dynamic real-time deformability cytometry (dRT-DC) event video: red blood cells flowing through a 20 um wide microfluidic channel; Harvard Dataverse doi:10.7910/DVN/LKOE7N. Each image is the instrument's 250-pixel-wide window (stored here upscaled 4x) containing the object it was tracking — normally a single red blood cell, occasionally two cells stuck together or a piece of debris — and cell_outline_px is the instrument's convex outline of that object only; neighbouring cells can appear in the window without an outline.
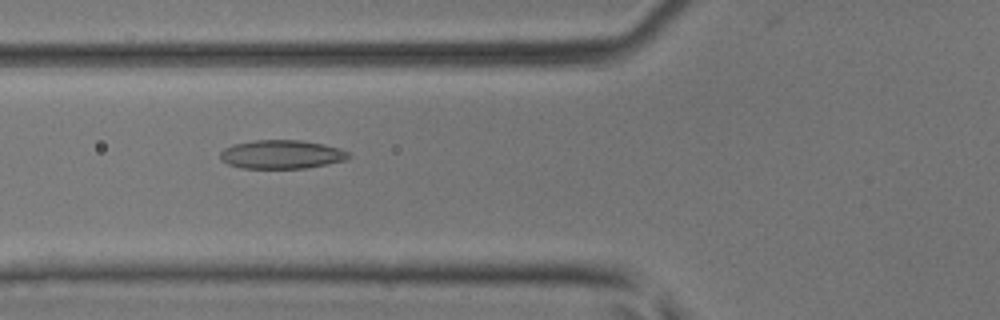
{"species": "common noctule bat (a hibernating species)", "species_latin": "Nyctalus noctula", "temperature_condition": "room temperature", "stored_images_in_passage": 36, "camera_frame_rate_fps": 3000, "um_per_image_px": 0.085, "animal": {"sex": "male", "body_mass_g": 17.9, "forearm_length_mm": 54.2}, "frame": {"image": 1, "passage_image": 8, "time_ms": 2.333, "image_size_px": [1000, 320], "cell_outline_px": [[352, 156], [348, 160], [304, 168], [240, 168], [228, 164], [220, 160], [220, 152], [224, 148], [232, 144], [256, 140], [300, 140], [324, 144], [340, 148], [348, 152]], "centroid_in_image_um": [23.93, 13.12], "position_along_channel_um": 101.9, "area_um2": 21.62}}
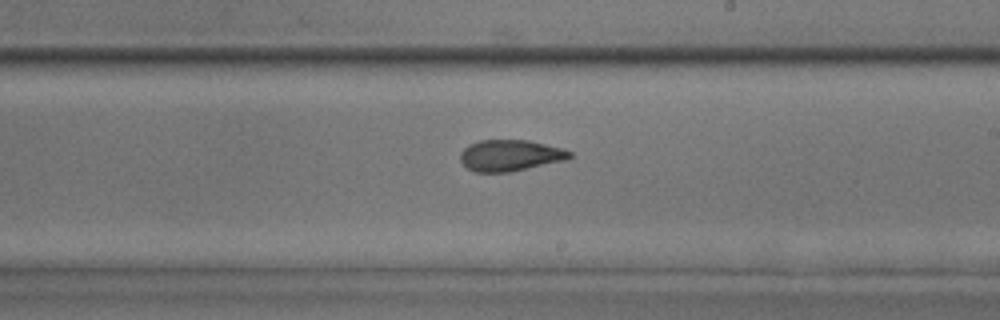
{"frame": {"image": 2, "passage_image": 18, "time_ms": 5.667, "image_size_px": [1000, 320], "cell_outline_px": [[572, 156], [564, 160], [512, 172], [476, 172], [468, 168], [460, 160], [460, 152], [468, 144], [480, 140], [528, 140], [564, 148], [572, 152]], "centroid_in_image_um": [43.36, 13.2], "position_along_channel_um": 245.6, "area_um2": 20.0}}
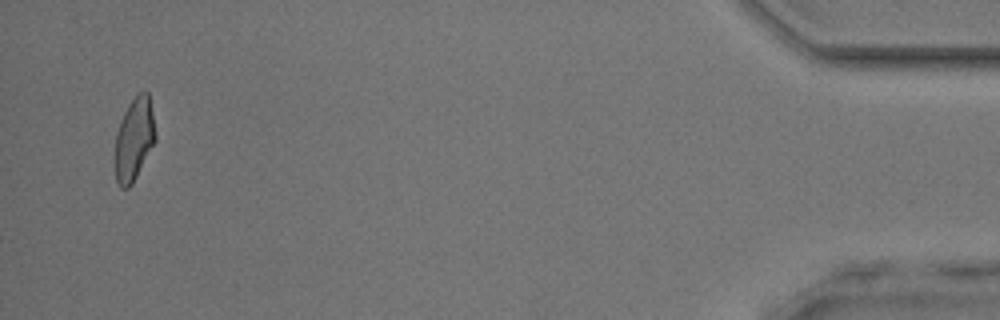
{"frame": {"image": 3, "passage_image": 36, "time_ms": 11.667, "image_size_px": [1000, 320], "cell_outline_px": [[156, 140], [132, 184], [128, 188], [120, 188], [116, 180], [116, 132], [120, 120], [128, 104], [136, 92], [144, 88], [148, 92], [152, 112], [156, 136]], "centroid_in_image_um": [11.41, 11.77], "position_along_channel_um": 423.8, "area_um2": 19.54}}